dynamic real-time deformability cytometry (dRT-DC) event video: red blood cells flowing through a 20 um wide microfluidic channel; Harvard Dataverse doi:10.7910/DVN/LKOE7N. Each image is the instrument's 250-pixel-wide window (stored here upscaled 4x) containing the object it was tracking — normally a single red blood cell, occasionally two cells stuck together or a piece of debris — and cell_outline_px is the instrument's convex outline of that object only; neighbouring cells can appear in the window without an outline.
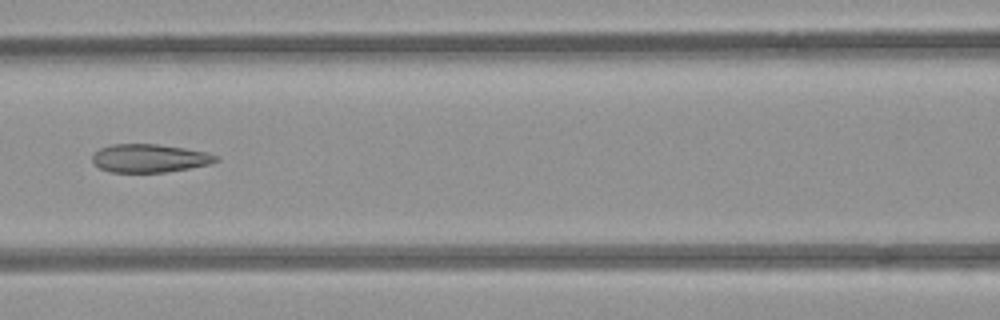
{"species": "common noctule bat (a hibernating species)", "species_latin": "Nyctalus noctula", "temperature_condition": "room temperature", "stored_images_in_passage": 5, "camera_frame_rate_fps": 3000, "um_per_image_px": 0.085, "animal": {"sex": "female", "body_mass_g": 21.9}, "frame": {"image": 1, "passage_image": 5, "time_ms": 4.667, "image_size_px": [1000, 320], "cell_outline_px": [[220, 160], [208, 164], [188, 168], [164, 172], [112, 172], [100, 168], [92, 164], [92, 156], [100, 148], [112, 144], [156, 144], [184, 148], [208, 152], [220, 156]], "centroid_in_image_um": [12.71, 13.44], "position_along_channel_um": 153.9, "area_um2": 20.35}}